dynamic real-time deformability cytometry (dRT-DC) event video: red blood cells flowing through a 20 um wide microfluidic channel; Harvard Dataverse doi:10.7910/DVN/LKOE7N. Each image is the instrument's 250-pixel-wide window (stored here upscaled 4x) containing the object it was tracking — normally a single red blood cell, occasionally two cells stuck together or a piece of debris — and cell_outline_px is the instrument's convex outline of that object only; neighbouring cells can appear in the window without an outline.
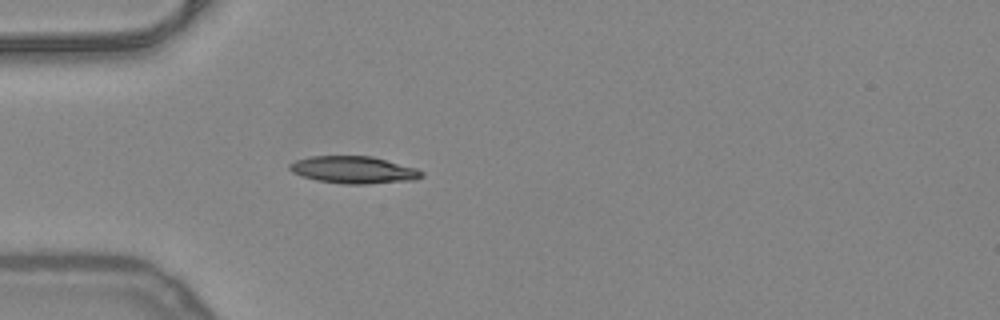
{"species": "common noctule bat (a hibernating species)", "species_latin": "Nyctalus noctula", "temperature_condition": "warm", "stored_images_in_passage": 37, "camera_frame_rate_fps": 3000, "um_per_image_px": 0.085, "animal": {"sex": "female", "body_mass_g": 24.6, "forearm_length_mm": 56.2}, "frame": {"image": 1, "passage_image": 1, "time_ms": 0.0, "image_size_px": [1000, 320], "cell_outline_px": [[424, 176], [416, 180], [364, 184], [344, 184], [316, 180], [292, 172], [288, 168], [288, 164], [296, 160], [308, 156], [372, 156], [416, 168], [424, 172]], "centroid_in_image_um": [30.07, 14.43], "position_along_channel_um": 54.9, "area_um2": 20.98}}
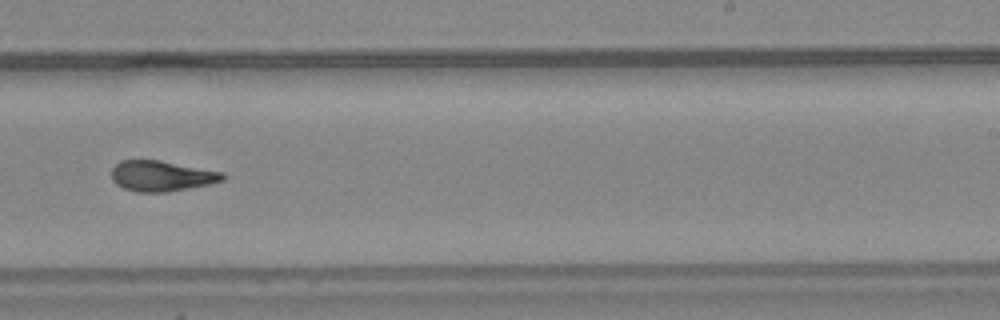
{"frame": {"image": 2, "passage_image": 18, "time_ms": 5.667, "image_size_px": [1000, 320], "cell_outline_px": [[224, 180], [208, 184], [168, 192], [136, 192], [124, 188], [116, 184], [112, 180], [112, 168], [120, 160], [160, 160], [224, 172]], "centroid_in_image_um": [13.71, 14.95], "position_along_channel_um": 275.3, "area_um2": 19.77}}
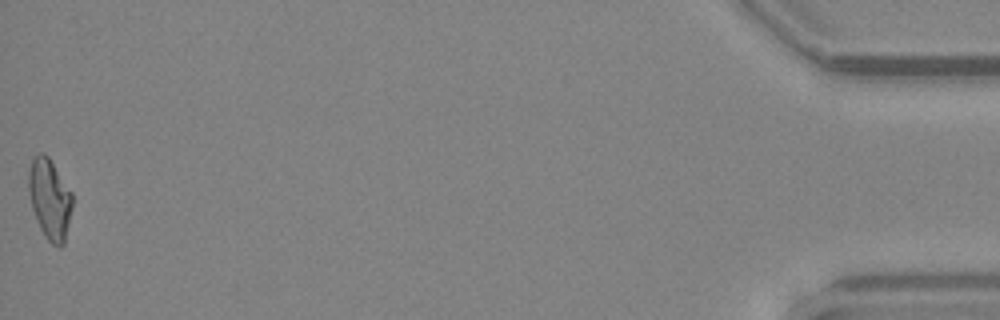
{"frame": {"image": 3, "passage_image": 37, "time_ms": 12.0, "image_size_px": [1000, 320], "cell_outline_px": [[72, 208], [64, 244], [60, 248], [52, 244], [44, 236], [40, 228], [32, 208], [28, 188], [28, 172], [32, 156], [40, 152], [44, 152], [48, 156], [72, 192]], "centroid_in_image_um": [4.22, 16.89], "position_along_channel_um": 431.0, "area_um2": 20.63}, "authors_computed_cell_mechanics": {"area_um2": 20.1722, "velocity_mm_per_s": 4.0227, "shape_relaxation_time_tau1_ms": null, "shape_relaxation_time_tau2_ms": 1.9728, "deformation_change_tau1": null, "deformation_change_tau2": 0.097}}